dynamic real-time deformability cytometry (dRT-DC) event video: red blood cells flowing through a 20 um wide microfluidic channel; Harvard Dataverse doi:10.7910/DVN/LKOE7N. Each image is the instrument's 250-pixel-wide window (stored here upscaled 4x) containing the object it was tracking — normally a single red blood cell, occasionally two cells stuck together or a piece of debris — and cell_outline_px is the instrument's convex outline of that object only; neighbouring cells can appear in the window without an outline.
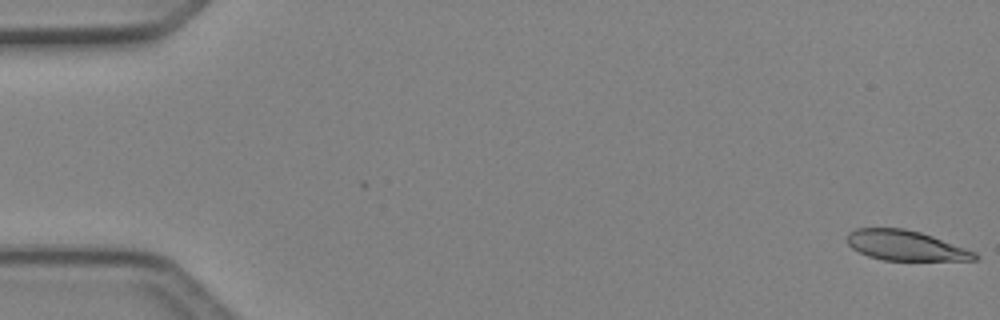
{"species": "Egyptian fruit bat (a non-hibernating species)", "species_latin": "Rousettus aegyptiacus", "temperature_condition": "cold", "stored_images_in_passage": 50, "camera_frame_rate_fps": 3000, "um_per_image_px": 0.085, "animal": {"sex": "female"}, "frame": {"image": 1, "passage_image": 1, "time_ms": 0.0, "image_size_px": [1000, 320], "cell_outline_px": [[980, 256], [976, 260], [884, 260], [868, 256], [852, 248], [848, 244], [848, 232], [856, 228], [904, 228], [920, 232], [932, 236], [976, 252]], "centroid_in_image_um": [76.97, 20.87], "position_along_channel_um": 8.0, "area_um2": 22.2}}
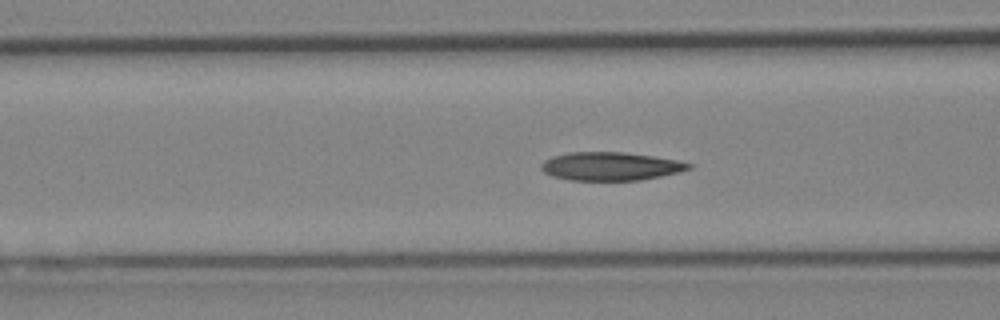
{"frame": {"image": 2, "passage_image": 20, "time_ms": 6.333, "image_size_px": [1000, 320], "cell_outline_px": [[692, 168], [680, 172], [640, 180], [572, 180], [552, 176], [544, 172], [540, 168], [540, 164], [544, 160], [552, 156], [568, 152], [620, 152], [652, 156], [676, 160], [692, 164]], "centroid_in_image_um": [51.86, 14.13], "position_along_channel_um": 114.7, "area_um2": 24.28}}
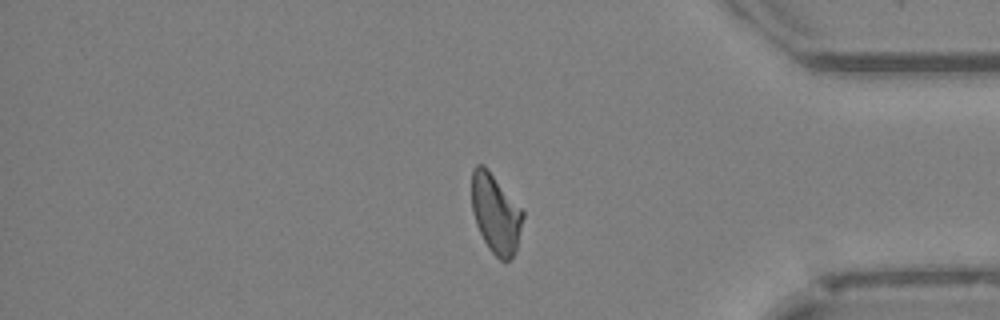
{"frame": {"image": 3, "passage_image": 42, "time_ms": 13.667, "image_size_px": [1000, 320], "cell_outline_px": [[524, 216], [516, 252], [508, 260], [500, 260], [488, 248], [476, 224], [472, 212], [472, 168], [476, 164], [484, 164], [488, 168], [524, 212]], "centroid_in_image_um": [42.13, 18.14], "position_along_channel_um": 393.1, "area_um2": 23.64}, "authors_computed_cell_mechanics": {"area_um2": 24.0159, "velocity_mm_per_s": 4.1102, "shape_relaxation_time_tau1_ms": 4.1686, "shape_relaxation_time_tau2_ms": 4.0948, "deformation_change_tau1": 0.1552, "deformation_change_tau2": 0.1084}}